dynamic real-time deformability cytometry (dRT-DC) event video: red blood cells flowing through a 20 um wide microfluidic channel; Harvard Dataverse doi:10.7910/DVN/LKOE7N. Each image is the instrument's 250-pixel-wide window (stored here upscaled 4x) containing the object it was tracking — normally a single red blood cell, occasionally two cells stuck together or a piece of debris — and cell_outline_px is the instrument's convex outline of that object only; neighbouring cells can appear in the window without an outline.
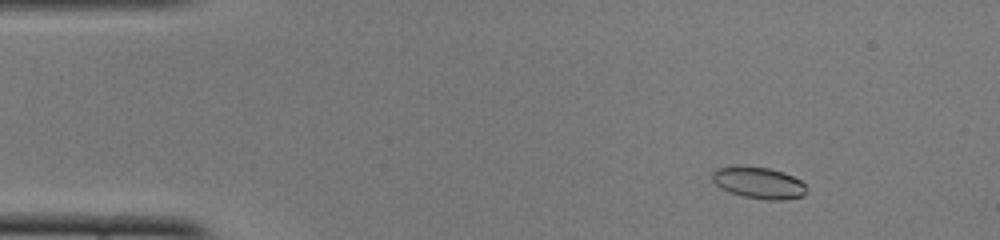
{"species": "common noctule bat (a hibernating species)", "species_latin": "Nyctalus noctula", "temperature_condition": "cold", "stored_images_in_passage": 52, "camera_frame_rate_fps": 3000, "um_per_image_px": 0.085, "animal": {"sex": "female", "body_mass_g": 22.0, "forearm_length_mm": 56.7}, "frame": {"image": 1, "passage_image": 7, "time_ms": 2.0, "image_size_px": [1000, 240], "cell_outline_px": [[804, 196], [780, 200], [768, 200], [744, 196], [728, 192], [720, 188], [712, 180], [712, 172], [716, 168], [736, 164], [768, 168], [784, 172], [800, 180], [804, 184]], "centroid_in_image_um": [64.42, 15.51], "position_along_channel_um": 20.6, "area_um2": 17.51}}
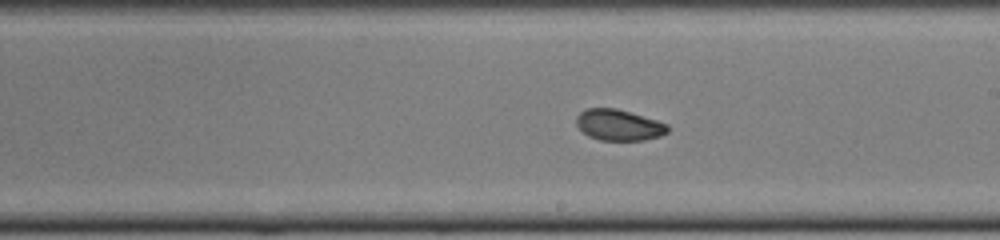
{"frame": {"image": 2, "passage_image": 30, "time_ms": 9.667, "image_size_px": [1000, 240], "cell_outline_px": [[668, 132], [660, 136], [644, 140], [600, 140], [588, 136], [576, 124], [576, 116], [580, 112], [588, 108], [616, 108], [656, 120], [668, 124]], "centroid_in_image_um": [52.59, 10.62], "position_along_channel_um": 236.4, "area_um2": 16.42}}
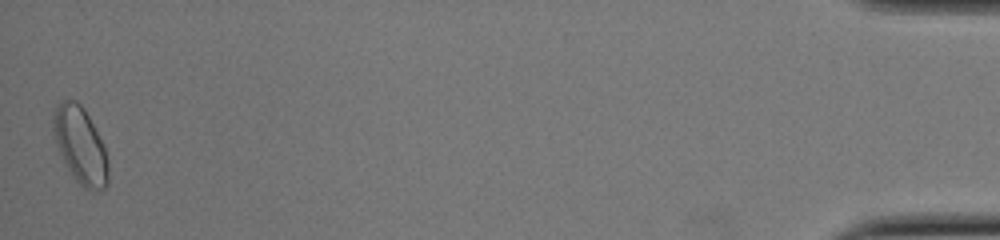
{"frame": {"image": 3, "passage_image": 52, "time_ms": 17.0, "image_size_px": [1000, 240], "cell_outline_px": [[108, 184], [104, 188], [92, 192], [84, 188], [76, 180], [68, 168], [56, 144], [52, 132], [52, 116], [56, 104], [64, 100], [76, 100], [84, 108], [104, 148], [108, 160]], "centroid_in_image_um": [6.81, 12.35], "position_along_channel_um": 428.4, "area_um2": 24.33}, "authors_computed_cell_mechanics": {"area_um2": 17.2533, "velocity_mm_per_s": 3.8673, "shape_relaxation_time_tau1_ms": 6.8456, "shape_relaxation_time_tau2_ms": 4.2113, "deformation_change_tau1": 0.1128, "deformation_change_tau2": 0.0655}}